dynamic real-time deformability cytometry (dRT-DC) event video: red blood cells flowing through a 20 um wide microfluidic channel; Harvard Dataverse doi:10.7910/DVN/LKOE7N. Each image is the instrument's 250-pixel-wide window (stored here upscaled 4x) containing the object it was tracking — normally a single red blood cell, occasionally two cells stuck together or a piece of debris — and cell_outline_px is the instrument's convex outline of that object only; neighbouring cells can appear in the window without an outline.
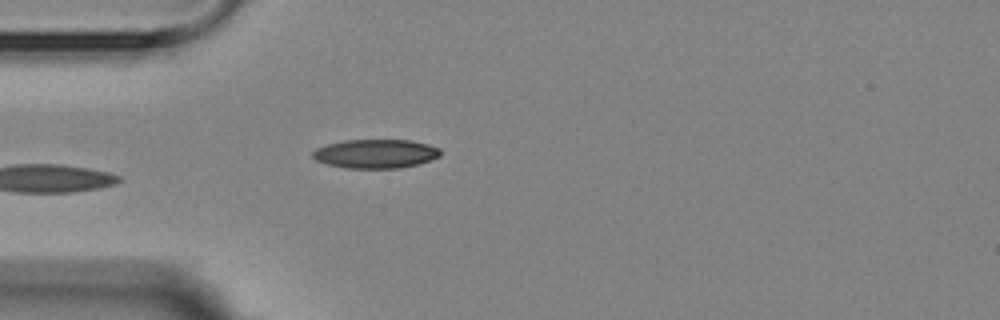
{"species": "Egyptian fruit bat (a non-hibernating species)", "species_latin": "Rousettus aegyptiacus", "temperature_condition": "room temperature", "stored_images_in_passage": 2, "camera_frame_rate_fps": 3000, "um_per_image_px": 0.085, "animal": {"sex": "female"}, "frame": {"image": 1, "passage_image": 2, "time_ms": 1.0, "image_size_px": [1000, 320], "cell_outline_px": [[440, 156], [416, 164], [400, 168], [344, 168], [328, 164], [316, 160], [312, 156], [312, 152], [316, 148], [328, 144], [344, 140], [412, 140], [428, 144], [440, 148]], "centroid_in_image_um": [31.91, 13.06], "position_along_channel_um": 53.1, "area_um2": 21.44}}